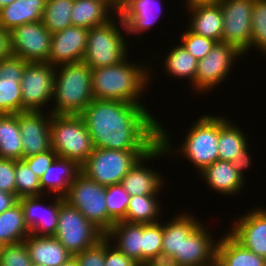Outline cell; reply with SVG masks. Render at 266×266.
<instances>
[{"instance_id": "6da1fadb", "label": "cell", "mask_w": 266, "mask_h": 266, "mask_svg": "<svg viewBox=\"0 0 266 266\" xmlns=\"http://www.w3.org/2000/svg\"><path fill=\"white\" fill-rule=\"evenodd\" d=\"M145 105L93 99L80 116L94 147L152 150L159 143V120Z\"/></svg>"}, {"instance_id": "7a4b0ae2", "label": "cell", "mask_w": 266, "mask_h": 266, "mask_svg": "<svg viewBox=\"0 0 266 266\" xmlns=\"http://www.w3.org/2000/svg\"><path fill=\"white\" fill-rule=\"evenodd\" d=\"M136 63L127 57L112 66L91 69V85L94 99L117 100L130 104H144L141 101L149 91L155 78L152 65L147 62ZM151 68V69H150ZM149 87V88H148ZM147 90V91H146ZM140 100V101H139Z\"/></svg>"}, {"instance_id": "3957f363", "label": "cell", "mask_w": 266, "mask_h": 266, "mask_svg": "<svg viewBox=\"0 0 266 266\" xmlns=\"http://www.w3.org/2000/svg\"><path fill=\"white\" fill-rule=\"evenodd\" d=\"M204 113L199 116L192 125L188 126L183 141L178 146L173 147L170 136L171 133L164 126V123L159 121V142L166 149L168 155L174 157L173 154H178L180 158L194 166L200 173L204 168L213 164L219 159L218 140H219V115ZM163 124V125H162ZM175 148V149H174ZM182 155V156H181Z\"/></svg>"}, {"instance_id": "277c9868", "label": "cell", "mask_w": 266, "mask_h": 266, "mask_svg": "<svg viewBox=\"0 0 266 266\" xmlns=\"http://www.w3.org/2000/svg\"><path fill=\"white\" fill-rule=\"evenodd\" d=\"M93 99L91 68L86 63L56 66L52 114L80 115Z\"/></svg>"}, {"instance_id": "5b68a950", "label": "cell", "mask_w": 266, "mask_h": 266, "mask_svg": "<svg viewBox=\"0 0 266 266\" xmlns=\"http://www.w3.org/2000/svg\"><path fill=\"white\" fill-rule=\"evenodd\" d=\"M126 34V25L119 14L103 25L90 28L82 62L97 69L125 60L130 55Z\"/></svg>"}, {"instance_id": "8992f818", "label": "cell", "mask_w": 266, "mask_h": 266, "mask_svg": "<svg viewBox=\"0 0 266 266\" xmlns=\"http://www.w3.org/2000/svg\"><path fill=\"white\" fill-rule=\"evenodd\" d=\"M51 148L58 157L76 161L80 166L94 150V144L80 115L51 114Z\"/></svg>"}, {"instance_id": "52a82bcc", "label": "cell", "mask_w": 266, "mask_h": 266, "mask_svg": "<svg viewBox=\"0 0 266 266\" xmlns=\"http://www.w3.org/2000/svg\"><path fill=\"white\" fill-rule=\"evenodd\" d=\"M151 150H110L95 147L81 173L103 186L121 184L127 172Z\"/></svg>"}, {"instance_id": "ba28073f", "label": "cell", "mask_w": 266, "mask_h": 266, "mask_svg": "<svg viewBox=\"0 0 266 266\" xmlns=\"http://www.w3.org/2000/svg\"><path fill=\"white\" fill-rule=\"evenodd\" d=\"M64 200L78 209L88 221L96 226L104 235L115 224L108 215L106 206V186L87 178L80 173L70 184Z\"/></svg>"}, {"instance_id": "9c48e42d", "label": "cell", "mask_w": 266, "mask_h": 266, "mask_svg": "<svg viewBox=\"0 0 266 266\" xmlns=\"http://www.w3.org/2000/svg\"><path fill=\"white\" fill-rule=\"evenodd\" d=\"M243 56L244 54L234 45L217 42L203 59L198 60L195 83L191 86L193 94L201 96L211 93L219 84L221 86L225 80L227 82L233 65Z\"/></svg>"}, {"instance_id": "30bf717a", "label": "cell", "mask_w": 266, "mask_h": 266, "mask_svg": "<svg viewBox=\"0 0 266 266\" xmlns=\"http://www.w3.org/2000/svg\"><path fill=\"white\" fill-rule=\"evenodd\" d=\"M105 235L60 196L58 226L54 237L74 256L94 246Z\"/></svg>"}, {"instance_id": "8fae6325", "label": "cell", "mask_w": 266, "mask_h": 266, "mask_svg": "<svg viewBox=\"0 0 266 266\" xmlns=\"http://www.w3.org/2000/svg\"><path fill=\"white\" fill-rule=\"evenodd\" d=\"M56 67L49 63L28 62L20 82L22 112H50ZM48 109V110H46Z\"/></svg>"}, {"instance_id": "7c38bea8", "label": "cell", "mask_w": 266, "mask_h": 266, "mask_svg": "<svg viewBox=\"0 0 266 266\" xmlns=\"http://www.w3.org/2000/svg\"><path fill=\"white\" fill-rule=\"evenodd\" d=\"M255 0H221L223 15L222 42L244 53L250 47L252 11Z\"/></svg>"}, {"instance_id": "4fadbf2b", "label": "cell", "mask_w": 266, "mask_h": 266, "mask_svg": "<svg viewBox=\"0 0 266 266\" xmlns=\"http://www.w3.org/2000/svg\"><path fill=\"white\" fill-rule=\"evenodd\" d=\"M51 38L42 20L14 27L10 31L12 55L28 62L47 63Z\"/></svg>"}, {"instance_id": "5bb4252c", "label": "cell", "mask_w": 266, "mask_h": 266, "mask_svg": "<svg viewBox=\"0 0 266 266\" xmlns=\"http://www.w3.org/2000/svg\"><path fill=\"white\" fill-rule=\"evenodd\" d=\"M167 156L169 155L166 149L159 142L127 172L122 179L121 185L130 196L162 194L160 192L163 191V187H166V179L162 176V173L159 174V171L154 170L153 167L150 166L149 168L148 162L164 157L167 159Z\"/></svg>"}, {"instance_id": "9a60e30c", "label": "cell", "mask_w": 266, "mask_h": 266, "mask_svg": "<svg viewBox=\"0 0 266 266\" xmlns=\"http://www.w3.org/2000/svg\"><path fill=\"white\" fill-rule=\"evenodd\" d=\"M47 196L51 200L46 198ZM46 199H48V204ZM18 201L23 208L24 222L31 234L37 236L55 235L59 219L60 196L51 195L50 197V194L25 196L18 198Z\"/></svg>"}, {"instance_id": "2e32d148", "label": "cell", "mask_w": 266, "mask_h": 266, "mask_svg": "<svg viewBox=\"0 0 266 266\" xmlns=\"http://www.w3.org/2000/svg\"><path fill=\"white\" fill-rule=\"evenodd\" d=\"M206 223L202 222L180 245V255L168 262L177 266H215L219 237L215 240ZM205 225V226H204Z\"/></svg>"}, {"instance_id": "e0dca14e", "label": "cell", "mask_w": 266, "mask_h": 266, "mask_svg": "<svg viewBox=\"0 0 266 266\" xmlns=\"http://www.w3.org/2000/svg\"><path fill=\"white\" fill-rule=\"evenodd\" d=\"M266 206H258L232 219L228 232L245 248L266 259ZM256 208V209H255Z\"/></svg>"}, {"instance_id": "ac0fdd59", "label": "cell", "mask_w": 266, "mask_h": 266, "mask_svg": "<svg viewBox=\"0 0 266 266\" xmlns=\"http://www.w3.org/2000/svg\"><path fill=\"white\" fill-rule=\"evenodd\" d=\"M51 112L18 113L23 158L46 152L51 148Z\"/></svg>"}, {"instance_id": "d6986e66", "label": "cell", "mask_w": 266, "mask_h": 266, "mask_svg": "<svg viewBox=\"0 0 266 266\" xmlns=\"http://www.w3.org/2000/svg\"><path fill=\"white\" fill-rule=\"evenodd\" d=\"M244 171L247 169L241 164L218 159L198 173V176L200 175L201 180L206 182L211 190L217 192L216 194L234 197L247 186L245 178L247 173Z\"/></svg>"}, {"instance_id": "ffe728a7", "label": "cell", "mask_w": 266, "mask_h": 266, "mask_svg": "<svg viewBox=\"0 0 266 266\" xmlns=\"http://www.w3.org/2000/svg\"><path fill=\"white\" fill-rule=\"evenodd\" d=\"M89 29L71 25L52 34L47 63L58 66L82 62Z\"/></svg>"}, {"instance_id": "44dd1931", "label": "cell", "mask_w": 266, "mask_h": 266, "mask_svg": "<svg viewBox=\"0 0 266 266\" xmlns=\"http://www.w3.org/2000/svg\"><path fill=\"white\" fill-rule=\"evenodd\" d=\"M27 63L14 55L0 60V114L22 112L20 82Z\"/></svg>"}, {"instance_id": "7402d4cb", "label": "cell", "mask_w": 266, "mask_h": 266, "mask_svg": "<svg viewBox=\"0 0 266 266\" xmlns=\"http://www.w3.org/2000/svg\"><path fill=\"white\" fill-rule=\"evenodd\" d=\"M227 117L219 115V159L241 164L249 170L252 166V158L249 153L251 151L249 150L247 134L244 133L242 127L237 126L238 123L232 120V117Z\"/></svg>"}, {"instance_id": "603a6c76", "label": "cell", "mask_w": 266, "mask_h": 266, "mask_svg": "<svg viewBox=\"0 0 266 266\" xmlns=\"http://www.w3.org/2000/svg\"><path fill=\"white\" fill-rule=\"evenodd\" d=\"M162 0H122L120 17L126 25L127 38L131 35L140 40L145 32L155 27L159 18L162 19ZM161 16V17H160Z\"/></svg>"}, {"instance_id": "cb8c5ba5", "label": "cell", "mask_w": 266, "mask_h": 266, "mask_svg": "<svg viewBox=\"0 0 266 266\" xmlns=\"http://www.w3.org/2000/svg\"><path fill=\"white\" fill-rule=\"evenodd\" d=\"M186 211H177L178 215L175 213L170 220L163 221L161 261H169L174 255H180L183 240L201 224V219Z\"/></svg>"}, {"instance_id": "d4e9b609", "label": "cell", "mask_w": 266, "mask_h": 266, "mask_svg": "<svg viewBox=\"0 0 266 266\" xmlns=\"http://www.w3.org/2000/svg\"><path fill=\"white\" fill-rule=\"evenodd\" d=\"M105 237L120 252L142 265L143 223L117 221Z\"/></svg>"}, {"instance_id": "484cf974", "label": "cell", "mask_w": 266, "mask_h": 266, "mask_svg": "<svg viewBox=\"0 0 266 266\" xmlns=\"http://www.w3.org/2000/svg\"><path fill=\"white\" fill-rule=\"evenodd\" d=\"M81 173V166L74 160L57 157L39 178L43 194L63 197L70 184Z\"/></svg>"}, {"instance_id": "4316f807", "label": "cell", "mask_w": 266, "mask_h": 266, "mask_svg": "<svg viewBox=\"0 0 266 266\" xmlns=\"http://www.w3.org/2000/svg\"><path fill=\"white\" fill-rule=\"evenodd\" d=\"M186 11L189 16L187 28L191 32L222 42L223 15L220 3L198 5Z\"/></svg>"}, {"instance_id": "83f0119b", "label": "cell", "mask_w": 266, "mask_h": 266, "mask_svg": "<svg viewBox=\"0 0 266 266\" xmlns=\"http://www.w3.org/2000/svg\"><path fill=\"white\" fill-rule=\"evenodd\" d=\"M24 242L33 264L59 266L73 257L54 236L30 234Z\"/></svg>"}, {"instance_id": "f1b7e54d", "label": "cell", "mask_w": 266, "mask_h": 266, "mask_svg": "<svg viewBox=\"0 0 266 266\" xmlns=\"http://www.w3.org/2000/svg\"><path fill=\"white\" fill-rule=\"evenodd\" d=\"M217 244L215 266H266V259L239 243L228 231Z\"/></svg>"}, {"instance_id": "f546056e", "label": "cell", "mask_w": 266, "mask_h": 266, "mask_svg": "<svg viewBox=\"0 0 266 266\" xmlns=\"http://www.w3.org/2000/svg\"><path fill=\"white\" fill-rule=\"evenodd\" d=\"M47 0H15L0 9V26L11 31L14 27L42 20Z\"/></svg>"}, {"instance_id": "4dcf8cb0", "label": "cell", "mask_w": 266, "mask_h": 266, "mask_svg": "<svg viewBox=\"0 0 266 266\" xmlns=\"http://www.w3.org/2000/svg\"><path fill=\"white\" fill-rule=\"evenodd\" d=\"M165 55L162 69L171 78L188 79V86L195 83L198 60L194 58L180 43L173 45Z\"/></svg>"}, {"instance_id": "1f68e13d", "label": "cell", "mask_w": 266, "mask_h": 266, "mask_svg": "<svg viewBox=\"0 0 266 266\" xmlns=\"http://www.w3.org/2000/svg\"><path fill=\"white\" fill-rule=\"evenodd\" d=\"M115 14L102 2L96 0H74L72 25L87 29L100 26L111 20Z\"/></svg>"}, {"instance_id": "d6a6232c", "label": "cell", "mask_w": 266, "mask_h": 266, "mask_svg": "<svg viewBox=\"0 0 266 266\" xmlns=\"http://www.w3.org/2000/svg\"><path fill=\"white\" fill-rule=\"evenodd\" d=\"M159 194L132 195L129 199L126 217L122 221L129 223H156L161 221L162 203ZM159 200V201H158ZM161 203V204H160ZM160 215V216H159ZM160 217V218H159Z\"/></svg>"}, {"instance_id": "836d02e7", "label": "cell", "mask_w": 266, "mask_h": 266, "mask_svg": "<svg viewBox=\"0 0 266 266\" xmlns=\"http://www.w3.org/2000/svg\"><path fill=\"white\" fill-rule=\"evenodd\" d=\"M21 132L17 114H0V158L23 159Z\"/></svg>"}, {"instance_id": "e575fe53", "label": "cell", "mask_w": 266, "mask_h": 266, "mask_svg": "<svg viewBox=\"0 0 266 266\" xmlns=\"http://www.w3.org/2000/svg\"><path fill=\"white\" fill-rule=\"evenodd\" d=\"M30 234L24 222V212L19 201L0 213V244L23 242Z\"/></svg>"}, {"instance_id": "d590c367", "label": "cell", "mask_w": 266, "mask_h": 266, "mask_svg": "<svg viewBox=\"0 0 266 266\" xmlns=\"http://www.w3.org/2000/svg\"><path fill=\"white\" fill-rule=\"evenodd\" d=\"M74 0H47L42 22L51 34L72 25L71 12Z\"/></svg>"}, {"instance_id": "8d00e7d4", "label": "cell", "mask_w": 266, "mask_h": 266, "mask_svg": "<svg viewBox=\"0 0 266 266\" xmlns=\"http://www.w3.org/2000/svg\"><path fill=\"white\" fill-rule=\"evenodd\" d=\"M162 242L163 221L143 223L142 265L153 261H161Z\"/></svg>"}, {"instance_id": "74e56055", "label": "cell", "mask_w": 266, "mask_h": 266, "mask_svg": "<svg viewBox=\"0 0 266 266\" xmlns=\"http://www.w3.org/2000/svg\"><path fill=\"white\" fill-rule=\"evenodd\" d=\"M252 34L250 47L243 53L258 50L266 56V0H255L252 11Z\"/></svg>"}, {"instance_id": "f35d334b", "label": "cell", "mask_w": 266, "mask_h": 266, "mask_svg": "<svg viewBox=\"0 0 266 266\" xmlns=\"http://www.w3.org/2000/svg\"><path fill=\"white\" fill-rule=\"evenodd\" d=\"M15 184L18 198L42 195L39 177L23 159L15 160Z\"/></svg>"}, {"instance_id": "ab89813d", "label": "cell", "mask_w": 266, "mask_h": 266, "mask_svg": "<svg viewBox=\"0 0 266 266\" xmlns=\"http://www.w3.org/2000/svg\"><path fill=\"white\" fill-rule=\"evenodd\" d=\"M130 195L121 184L106 186V206L108 215L115 221L126 217Z\"/></svg>"}, {"instance_id": "60d3db41", "label": "cell", "mask_w": 266, "mask_h": 266, "mask_svg": "<svg viewBox=\"0 0 266 266\" xmlns=\"http://www.w3.org/2000/svg\"><path fill=\"white\" fill-rule=\"evenodd\" d=\"M179 43L197 60L203 59L217 43L211 38L197 35L186 28Z\"/></svg>"}, {"instance_id": "b9f144b4", "label": "cell", "mask_w": 266, "mask_h": 266, "mask_svg": "<svg viewBox=\"0 0 266 266\" xmlns=\"http://www.w3.org/2000/svg\"><path fill=\"white\" fill-rule=\"evenodd\" d=\"M0 266H33L25 242L3 245Z\"/></svg>"}, {"instance_id": "7bdbcfd3", "label": "cell", "mask_w": 266, "mask_h": 266, "mask_svg": "<svg viewBox=\"0 0 266 266\" xmlns=\"http://www.w3.org/2000/svg\"><path fill=\"white\" fill-rule=\"evenodd\" d=\"M78 266H104L105 265V236L94 246L74 255Z\"/></svg>"}, {"instance_id": "ee69618b", "label": "cell", "mask_w": 266, "mask_h": 266, "mask_svg": "<svg viewBox=\"0 0 266 266\" xmlns=\"http://www.w3.org/2000/svg\"><path fill=\"white\" fill-rule=\"evenodd\" d=\"M0 191L16 195L15 160L0 158Z\"/></svg>"}, {"instance_id": "f6af8a7d", "label": "cell", "mask_w": 266, "mask_h": 266, "mask_svg": "<svg viewBox=\"0 0 266 266\" xmlns=\"http://www.w3.org/2000/svg\"><path fill=\"white\" fill-rule=\"evenodd\" d=\"M57 157V153L53 149H50L46 152L23 158V160L40 178Z\"/></svg>"}, {"instance_id": "bcb514c9", "label": "cell", "mask_w": 266, "mask_h": 266, "mask_svg": "<svg viewBox=\"0 0 266 266\" xmlns=\"http://www.w3.org/2000/svg\"><path fill=\"white\" fill-rule=\"evenodd\" d=\"M105 265L104 266H137L131 258L120 252L105 237Z\"/></svg>"}, {"instance_id": "7dc6e473", "label": "cell", "mask_w": 266, "mask_h": 266, "mask_svg": "<svg viewBox=\"0 0 266 266\" xmlns=\"http://www.w3.org/2000/svg\"><path fill=\"white\" fill-rule=\"evenodd\" d=\"M12 55L10 31L0 26V60Z\"/></svg>"}, {"instance_id": "c3c4849f", "label": "cell", "mask_w": 266, "mask_h": 266, "mask_svg": "<svg viewBox=\"0 0 266 266\" xmlns=\"http://www.w3.org/2000/svg\"><path fill=\"white\" fill-rule=\"evenodd\" d=\"M18 202V197L15 194L0 191V213L11 208Z\"/></svg>"}, {"instance_id": "681fc988", "label": "cell", "mask_w": 266, "mask_h": 266, "mask_svg": "<svg viewBox=\"0 0 266 266\" xmlns=\"http://www.w3.org/2000/svg\"><path fill=\"white\" fill-rule=\"evenodd\" d=\"M104 3L115 15L120 14L122 0H96Z\"/></svg>"}, {"instance_id": "f907efd6", "label": "cell", "mask_w": 266, "mask_h": 266, "mask_svg": "<svg viewBox=\"0 0 266 266\" xmlns=\"http://www.w3.org/2000/svg\"><path fill=\"white\" fill-rule=\"evenodd\" d=\"M185 1H183L185 6L184 8L188 9L198 5L217 4L220 3L221 0H185Z\"/></svg>"}, {"instance_id": "816d5d0a", "label": "cell", "mask_w": 266, "mask_h": 266, "mask_svg": "<svg viewBox=\"0 0 266 266\" xmlns=\"http://www.w3.org/2000/svg\"><path fill=\"white\" fill-rule=\"evenodd\" d=\"M149 266H177V265L170 263L168 261H153L149 262Z\"/></svg>"}, {"instance_id": "f5cc1de1", "label": "cell", "mask_w": 266, "mask_h": 266, "mask_svg": "<svg viewBox=\"0 0 266 266\" xmlns=\"http://www.w3.org/2000/svg\"><path fill=\"white\" fill-rule=\"evenodd\" d=\"M59 266H78L76 258L73 256L66 263L61 264Z\"/></svg>"}, {"instance_id": "db71d44e", "label": "cell", "mask_w": 266, "mask_h": 266, "mask_svg": "<svg viewBox=\"0 0 266 266\" xmlns=\"http://www.w3.org/2000/svg\"><path fill=\"white\" fill-rule=\"evenodd\" d=\"M15 0H0V9L2 7L8 6L10 5L12 2H14Z\"/></svg>"}, {"instance_id": "11a10c76", "label": "cell", "mask_w": 266, "mask_h": 266, "mask_svg": "<svg viewBox=\"0 0 266 266\" xmlns=\"http://www.w3.org/2000/svg\"><path fill=\"white\" fill-rule=\"evenodd\" d=\"M137 266H149V263H148V264H146V265H137Z\"/></svg>"}]
</instances>
